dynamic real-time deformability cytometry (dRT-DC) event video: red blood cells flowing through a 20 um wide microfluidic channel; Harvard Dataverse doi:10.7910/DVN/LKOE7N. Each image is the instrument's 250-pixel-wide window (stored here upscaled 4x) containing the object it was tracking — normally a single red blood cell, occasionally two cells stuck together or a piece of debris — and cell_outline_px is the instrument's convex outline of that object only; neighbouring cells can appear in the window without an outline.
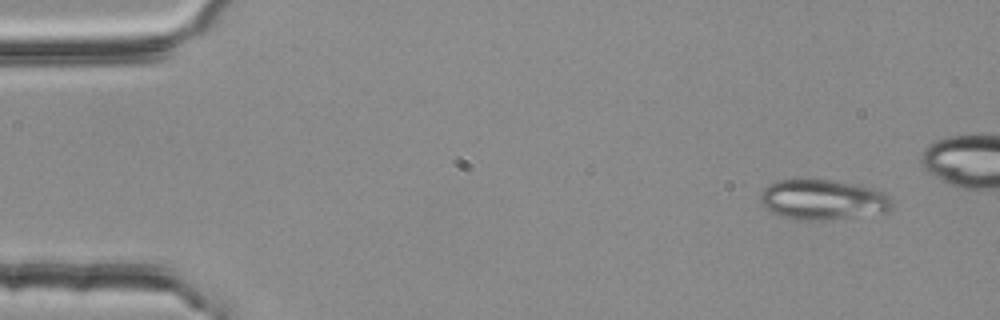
{"species": "common noctule bat (a hibernating species)", "species_latin": "Nyctalus noctula", "temperature_condition": "room temperature", "stored_images_in_passage": 5, "camera_frame_rate_fps": 3000, "um_per_image_px": 0.085, "animal": {"sex": "female", "body_mass_g": 25.1}, "frame": {"image": 1, "passage_image": 1, "time_ms": 0.0, "image_size_px": [1000, 320], "cell_outline_px": [[892, 208], [888, 212], [832, 220], [800, 220], [780, 216], [772, 212], [760, 204], [760, 192], [768, 184], [776, 180], [828, 180], [852, 184], [872, 188], [884, 192], [892, 200]], "centroid_in_image_um": [69.93, 16.99], "position_along_channel_um": 15.1, "area_um2": 30.98}}